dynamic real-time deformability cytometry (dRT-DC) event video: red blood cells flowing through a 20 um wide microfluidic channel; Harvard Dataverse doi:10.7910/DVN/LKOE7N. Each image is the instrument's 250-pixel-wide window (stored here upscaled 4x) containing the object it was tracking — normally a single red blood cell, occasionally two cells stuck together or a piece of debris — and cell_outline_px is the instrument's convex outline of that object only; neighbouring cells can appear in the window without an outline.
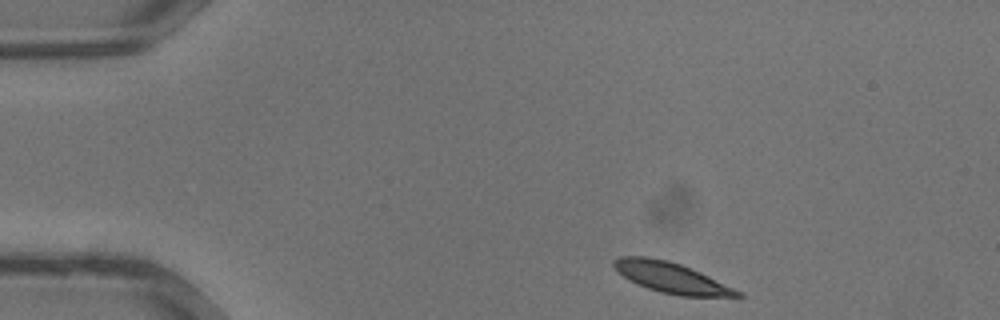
{"species": "common noctule bat (a hibernating species)", "species_latin": "Nyctalus noctula", "temperature_condition": "warm", "stored_images_in_passage": 31, "camera_frame_rate_fps": 3000, "um_per_image_px": 0.085, "animal": {"sex": "male", "body_mass_g": 13.3}, "frame": {"image": 1, "passage_image": 1, "time_ms": 0.0, "image_size_px": [1000, 320], "cell_outline_px": [[744, 296], [680, 296], [660, 292], [648, 288], [628, 280], [616, 272], [612, 264], [612, 260], [620, 256], [648, 256], [668, 260], [680, 264], [700, 272], [744, 292]], "centroid_in_image_um": [57.02, 23.59], "position_along_channel_um": 28.0, "area_um2": 22.14}}
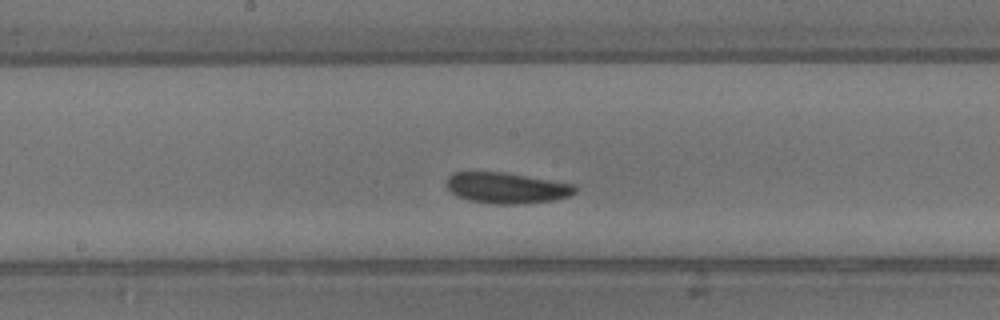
{"frame": {"image": 2, "passage_image": 14, "time_ms": 4.333, "image_size_px": [1000, 320], "cell_outline_px": [[576, 192], [568, 196], [552, 200], [524, 204], [492, 204], [468, 200], [456, 196], [448, 188], [448, 176], [452, 172], [504, 172], [576, 184]], "centroid_in_image_um": [43.07, 15.97], "position_along_channel_um": 205.1, "area_um2": 23.18}}
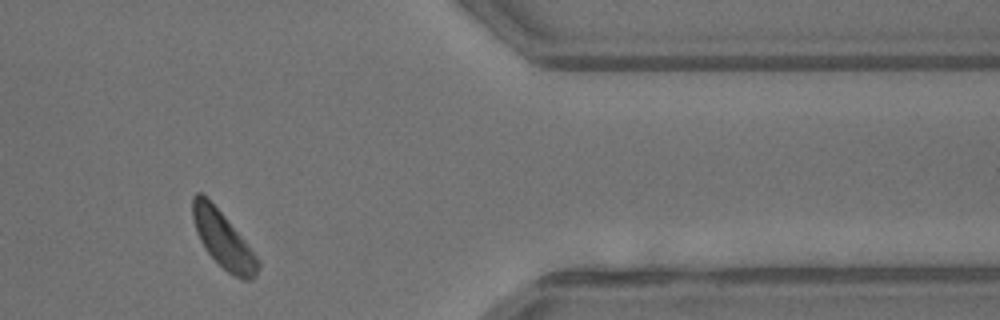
{"frame": {"image": 3, "passage_image": 25, "time_ms": 8.0, "image_size_px": [1000, 320], "cell_outline_px": [[260, 268], [256, 276], [248, 280], [240, 280], [232, 276], [204, 248], [196, 232], [192, 220], [192, 196], [196, 192], [200, 192], [224, 216], [244, 240], [260, 260]], "centroid_in_image_um": [18.97, 20.41], "position_along_channel_um": 392.4, "area_um2": 21.21}}